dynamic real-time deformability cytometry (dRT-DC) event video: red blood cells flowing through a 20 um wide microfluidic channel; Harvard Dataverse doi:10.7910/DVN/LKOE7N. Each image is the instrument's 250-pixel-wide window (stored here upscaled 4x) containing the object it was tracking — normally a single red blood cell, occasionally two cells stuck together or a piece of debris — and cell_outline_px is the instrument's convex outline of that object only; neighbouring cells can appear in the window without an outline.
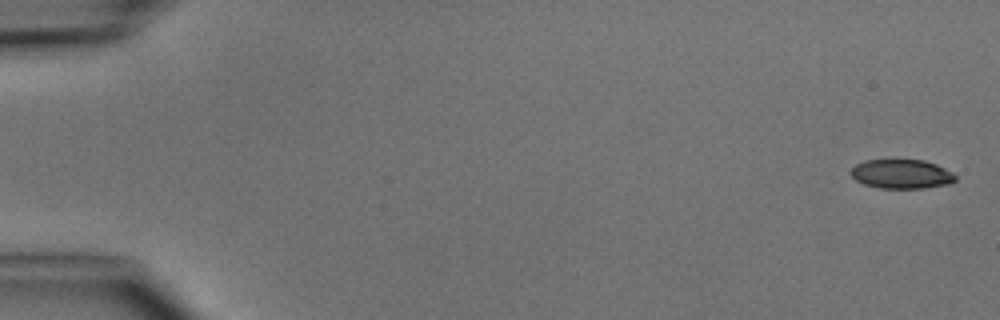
{"species": "common noctule bat (a hibernating species)", "species_latin": "Nyctalus noctula", "temperature_condition": "cold", "stored_images_in_passage": 4, "camera_frame_rate_fps": 3000, "um_per_image_px": 0.085, "animal": {"sex": "male", "body_mass_g": 15.6}, "frame": {"image": 1, "passage_image": 1, "time_ms": 0.0, "image_size_px": [1000, 320], "cell_outline_px": [[956, 180], [948, 184], [924, 188], [880, 188], [864, 184], [856, 180], [848, 172], [856, 164], [864, 160], [892, 156], [924, 160], [936, 164], [952, 172], [956, 176]], "centroid_in_image_um": [76.58, 14.73], "position_along_channel_um": 8.4, "area_um2": 18.67}}
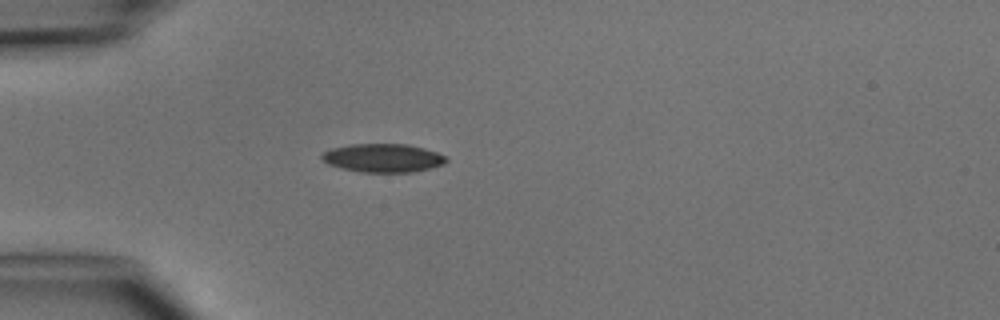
{"frame": {"image": 2, "passage_image": 4, "time_ms": 4.333, "image_size_px": [1000, 320], "cell_outline_px": [[448, 160], [444, 164], [412, 172], [364, 172], [340, 168], [328, 164], [320, 156], [324, 152], [332, 148], [352, 144], [408, 144], [424, 148], [436, 152], [444, 156]], "centroid_in_image_um": [32.55, 13.42], "position_along_channel_um": 52.5, "area_um2": 20.46}}